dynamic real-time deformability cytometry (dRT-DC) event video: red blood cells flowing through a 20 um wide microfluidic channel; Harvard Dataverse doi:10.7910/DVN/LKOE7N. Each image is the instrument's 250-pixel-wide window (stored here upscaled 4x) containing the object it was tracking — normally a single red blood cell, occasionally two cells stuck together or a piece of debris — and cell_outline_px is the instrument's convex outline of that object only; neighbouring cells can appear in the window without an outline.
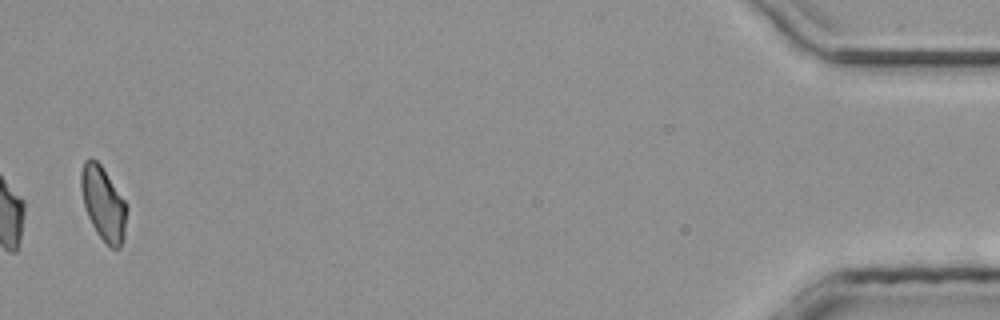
{"species": "common noctule bat (a hibernating species)", "species_latin": "Nyctalus noctula", "temperature_condition": "room temperature", "stored_images_in_passage": 26, "camera_frame_rate_fps": 3000, "um_per_image_px": 0.085, "animal": {"sex": "male", "body_mass_g": 20.4}, "frame": {"image": 1, "passage_image": 26, "time_ms": 8.333, "image_size_px": [1000, 320], "cell_outline_px": [[128, 208], [124, 240], [120, 248], [112, 248], [96, 232], [88, 216], [84, 204], [80, 188], [80, 172], [84, 160], [88, 156], [92, 156], [100, 164], [124, 200]], "centroid_in_image_um": [8.78, 17.27], "position_along_channel_um": 426.4, "area_um2": 19.71}}